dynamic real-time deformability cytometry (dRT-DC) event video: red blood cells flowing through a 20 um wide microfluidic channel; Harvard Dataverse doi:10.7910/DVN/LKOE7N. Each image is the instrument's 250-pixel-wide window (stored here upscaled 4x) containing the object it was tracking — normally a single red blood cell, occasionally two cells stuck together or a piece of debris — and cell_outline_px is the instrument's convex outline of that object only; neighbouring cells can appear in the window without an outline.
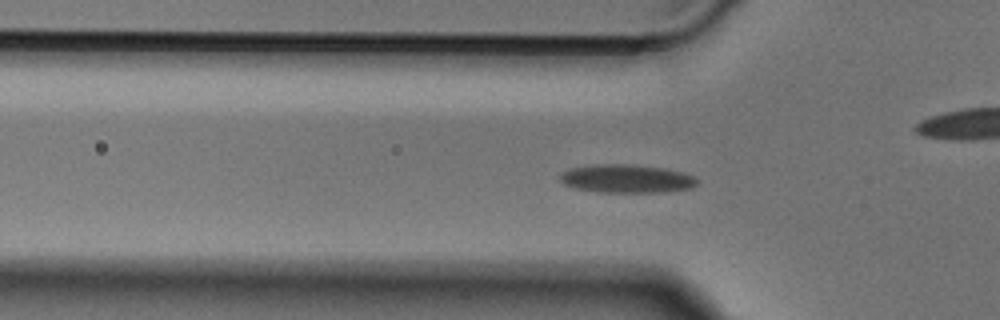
{"species": "Egyptian fruit bat (a non-hibernating species)", "species_latin": "Rousettus aegyptiacus", "temperature_condition": "cold", "stored_images_in_passage": 50, "camera_frame_rate_fps": 3000, "um_per_image_px": 0.085, "animal": {"sex": "male"}, "frame": {"image": 1, "passage_image": 15, "time_ms": 4.667, "image_size_px": [1000, 320], "cell_outline_px": [[696, 184], [692, 188], [660, 192], [596, 192], [576, 188], [564, 184], [560, 180], [560, 176], [568, 168], [596, 164], [632, 164], [664, 168], [680, 172], [692, 176], [696, 180]], "centroid_in_image_um": [53.22, 15.18], "position_along_channel_um": 72.6, "area_um2": 22.48}}
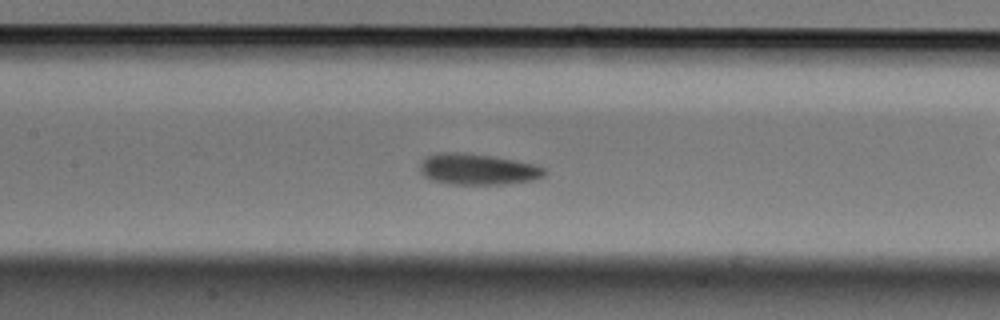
{"frame": {"image": 2, "passage_image": 22, "time_ms": 7.0, "image_size_px": [1000, 320], "cell_outline_px": [[548, 172], [544, 176], [532, 180], [504, 184], [448, 184], [428, 180], [420, 172], [420, 160], [436, 152], [464, 152], [492, 156], [516, 160], [532, 164], [544, 168]], "centroid_in_image_um": [40.55, 14.38], "position_along_channel_um": 166.9, "area_um2": 22.83}}
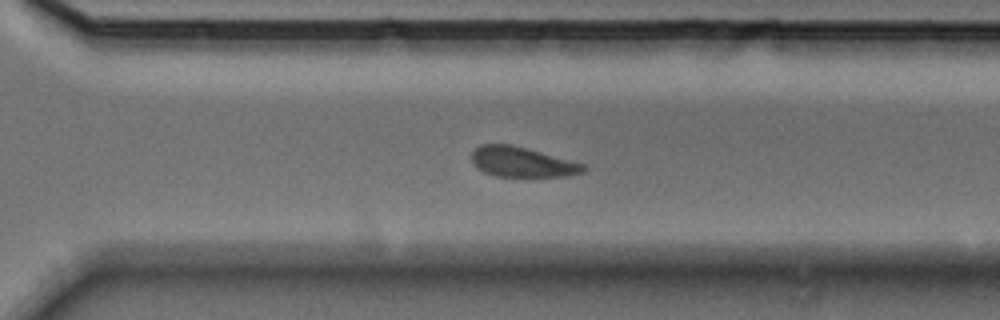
{"frame": {"image": 3, "passage_image": 34, "time_ms": 11.0, "image_size_px": [1000, 320], "cell_outline_px": [[588, 168], [580, 172], [568, 176], [496, 176], [484, 172], [476, 168], [472, 164], [472, 152], [480, 144], [512, 144], [528, 148], [584, 164]], "centroid_in_image_um": [44.34, 13.76], "position_along_channel_um": 326.3, "area_um2": 19.54}}